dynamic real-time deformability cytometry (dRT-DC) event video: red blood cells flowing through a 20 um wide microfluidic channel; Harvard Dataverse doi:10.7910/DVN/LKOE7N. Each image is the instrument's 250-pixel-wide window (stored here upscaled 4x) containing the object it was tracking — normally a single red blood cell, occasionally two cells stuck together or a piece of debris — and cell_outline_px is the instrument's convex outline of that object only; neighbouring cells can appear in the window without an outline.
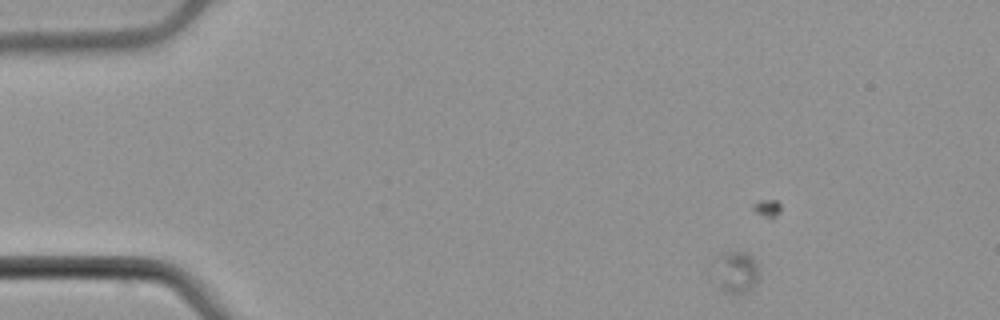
{"species": "common noctule bat (a hibernating species)", "species_latin": "Nyctalus noctula", "temperature_condition": "cold", "stored_images_in_passage": 5, "camera_frame_rate_fps": 3000, "um_per_image_px": 0.085, "animal": {"sex": "male", "body_mass_g": 21.5, "forearm_length_mm": 52.0}, "frame": {"image": 1, "passage_image": 2, "time_ms": 0.333, "image_size_px": [1000, 320], "cell_outline_px": [[760, 272], [756, 284], [748, 292], [740, 296], [724, 292], [720, 288], [712, 260], [712, 256], [720, 252], [744, 252], [752, 256], [756, 260]], "centroid_in_image_um": [62.55, 23.12], "position_along_channel_um": 22.4, "area_um2": 11.68}}